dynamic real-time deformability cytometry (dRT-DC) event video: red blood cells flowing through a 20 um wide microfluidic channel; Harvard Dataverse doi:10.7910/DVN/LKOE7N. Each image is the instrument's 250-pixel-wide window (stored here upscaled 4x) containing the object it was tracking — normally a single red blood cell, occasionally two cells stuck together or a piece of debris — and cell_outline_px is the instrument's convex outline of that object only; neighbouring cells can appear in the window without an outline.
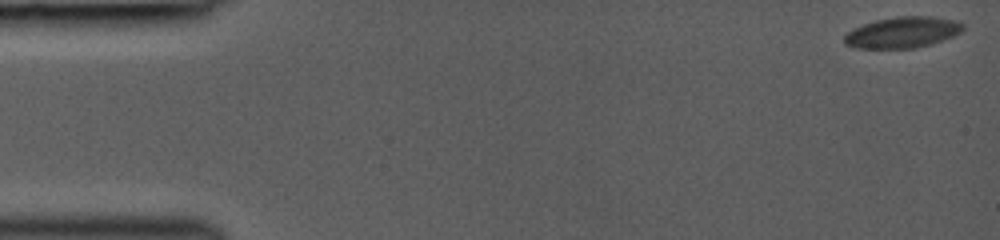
{"species": "common noctule bat (a hibernating species)", "species_latin": "Nyctalus noctula", "temperature_condition": "room temperature", "stored_images_in_passage": 22, "camera_frame_rate_fps": 3000, "um_per_image_px": 0.085, "animal": {"sex": "female", "body_mass_g": 19.0, "forearm_length_mm": 53.3}, "frame": {"image": 1, "passage_image": 1, "time_ms": 0.0, "image_size_px": [1000, 240], "cell_outline_px": [[964, 28], [960, 32], [952, 36], [932, 44], [916, 48], [856, 48], [844, 44], [844, 36], [848, 32], [864, 24], [876, 20], [896, 16], [932, 16], [952, 20], [964, 24]], "centroid_in_image_um": [76.71, 2.76], "position_along_channel_um": 8.3, "area_um2": 21.33}}
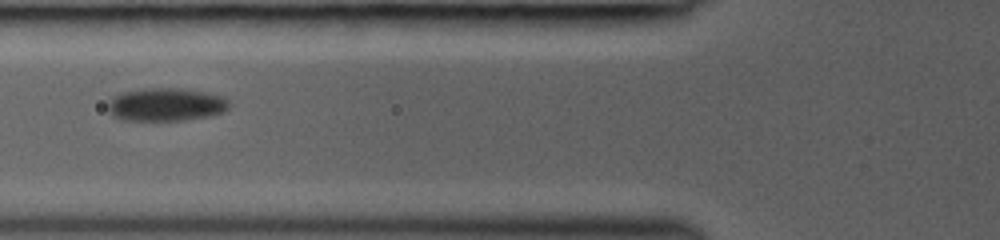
{"frame": {"image": 2, "passage_image": 19, "time_ms": 6.0, "image_size_px": [1000, 240], "cell_outline_px": [[232, 104], [224, 112], [208, 116], [184, 120], [120, 120], [112, 116], [108, 112], [108, 100], [112, 96], [120, 92], [148, 88], [180, 88], [204, 92], [220, 96], [228, 100]], "centroid_in_image_um": [14.06, 8.89], "position_along_channel_um": 111.7, "area_um2": 23.58}}
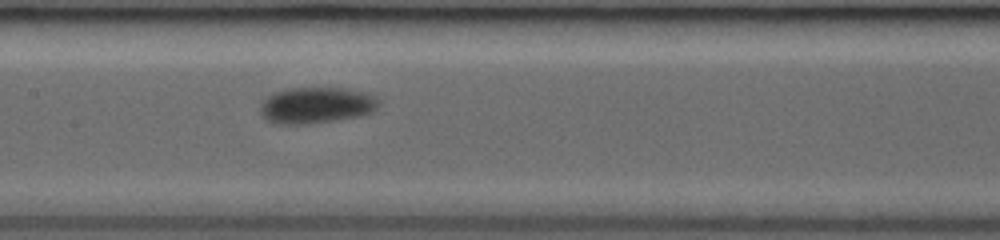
{"frame": {"image": 3, "passage_image": 22, "time_ms": 7.667, "image_size_px": [1000, 240], "cell_outline_px": [[380, 104], [372, 112], [360, 116], [336, 120], [308, 124], [280, 124], [264, 120], [260, 112], [260, 104], [268, 96], [276, 92], [288, 88], [344, 88], [376, 96]], "centroid_in_image_um": [26.86, 8.96], "position_along_channel_um": 180.5, "area_um2": 25.03}}